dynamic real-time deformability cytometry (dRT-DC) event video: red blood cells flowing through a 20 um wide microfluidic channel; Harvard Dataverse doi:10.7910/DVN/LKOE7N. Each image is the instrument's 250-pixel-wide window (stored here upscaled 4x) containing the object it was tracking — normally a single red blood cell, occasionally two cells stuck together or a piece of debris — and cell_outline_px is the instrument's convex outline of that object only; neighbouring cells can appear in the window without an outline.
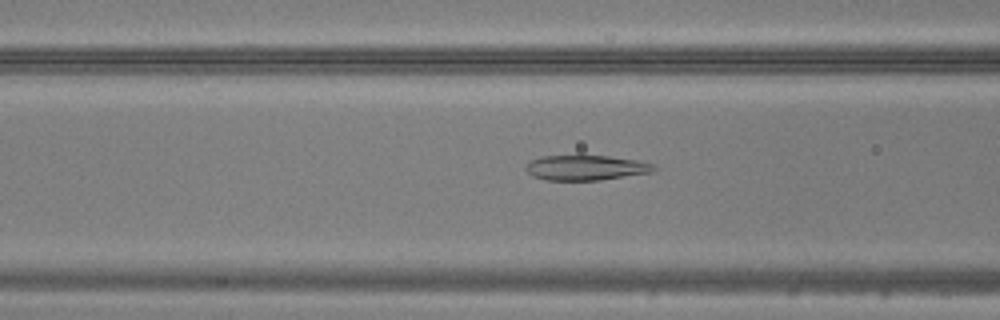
{"species": "common noctule bat (a hibernating species)", "species_latin": "Nyctalus noctula", "temperature_condition": "warm", "stored_images_in_passage": 36, "camera_frame_rate_fps": 3000, "um_per_image_px": 0.085, "animal": {"sex": "male", "body_mass_g": 20.5, "forearm_length_mm": 52.5}, "frame": {"image": 1, "passage_image": 7, "time_ms": 2.0, "image_size_px": [1000, 320], "cell_outline_px": [[656, 168], [652, 172], [600, 180], [544, 180], [532, 176], [524, 168], [532, 160], [544, 156], [608, 156], [636, 160], [652, 164]], "centroid_in_image_um": [49.78, 14.26], "position_along_channel_um": 116.8, "area_um2": 18.44}}
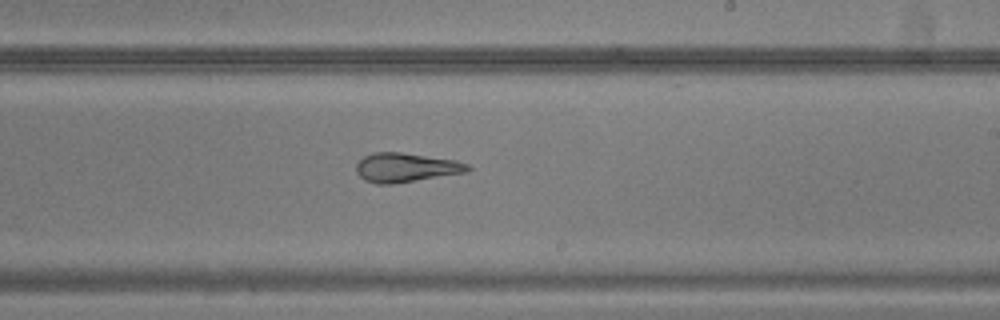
{"frame": {"image": 2, "passage_image": 17, "time_ms": 5.333, "image_size_px": [1000, 320], "cell_outline_px": [[472, 168], [464, 172], [392, 184], [376, 184], [364, 180], [356, 172], [356, 164], [364, 156], [372, 152], [400, 152], [456, 160], [468, 164]], "centroid_in_image_um": [34.45, 14.23], "position_along_channel_um": 254.5, "area_um2": 18.79}}
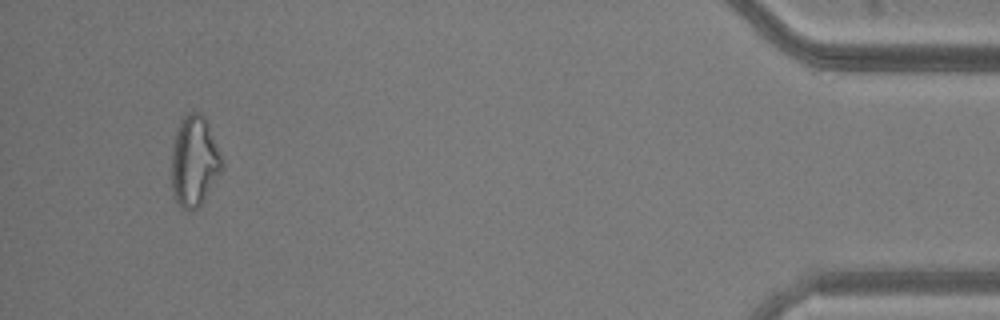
{"frame": {"image": 3, "passage_image": 34, "time_ms": 11.0, "image_size_px": [1000, 320], "cell_outline_px": [[224, 168], [200, 204], [196, 208], [188, 212], [184, 212], [172, 196], [172, 152], [176, 132], [180, 120], [184, 112], [200, 112], [204, 116], [208, 124], [224, 160]], "centroid_in_image_um": [16.52, 13.7], "position_along_channel_um": 418.7, "area_um2": 26.93}}